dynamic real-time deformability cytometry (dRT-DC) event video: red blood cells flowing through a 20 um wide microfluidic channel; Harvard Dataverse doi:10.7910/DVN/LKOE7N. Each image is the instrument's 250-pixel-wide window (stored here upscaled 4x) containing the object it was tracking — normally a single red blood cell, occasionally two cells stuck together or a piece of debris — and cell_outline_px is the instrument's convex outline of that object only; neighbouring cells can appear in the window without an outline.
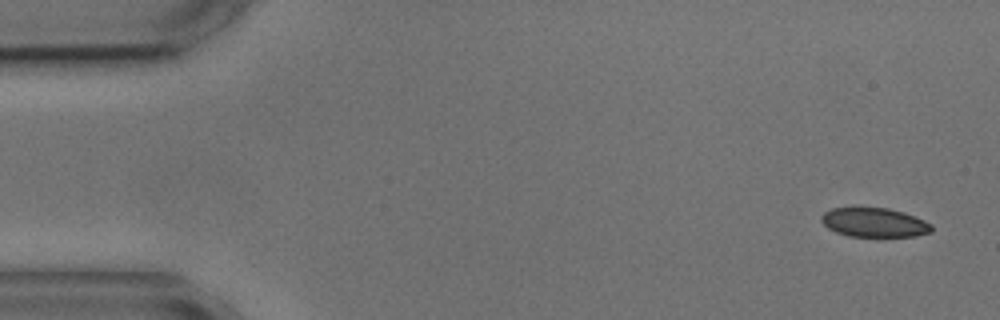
{"species": "common noctule bat (a hibernating species)", "species_latin": "Nyctalus noctula", "temperature_condition": "cold", "stored_images_in_passage": 2, "camera_frame_rate_fps": 3000, "um_per_image_px": 0.085, "animal": {"sex": "male", "body_mass_g": 17.9, "forearm_length_mm": 54.2}, "frame": {"image": 1, "passage_image": 1, "time_ms": 0.0, "image_size_px": [1000, 320], "cell_outline_px": [[932, 232], [916, 236], [848, 236], [836, 232], [828, 228], [820, 220], [820, 216], [824, 212], [832, 208], [852, 204], [860, 204], [888, 208], [904, 212], [924, 220], [932, 224]], "centroid_in_image_um": [74.25, 18.85], "position_along_channel_um": 10.7, "area_um2": 19.65}}